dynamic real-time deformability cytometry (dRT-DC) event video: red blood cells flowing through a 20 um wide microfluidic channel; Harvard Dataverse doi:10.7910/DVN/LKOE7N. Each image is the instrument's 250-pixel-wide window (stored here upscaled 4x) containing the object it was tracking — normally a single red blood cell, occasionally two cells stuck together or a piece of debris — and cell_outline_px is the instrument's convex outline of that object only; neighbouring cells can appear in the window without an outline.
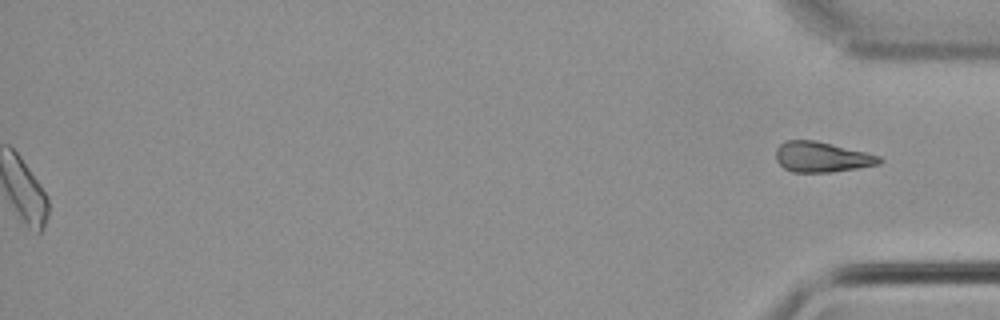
{"species": "common noctule bat (a hibernating species)", "species_latin": "Nyctalus noctula", "temperature_condition": "cold", "stored_images_in_passage": 55, "segment_of_instrument_passage": [2, 2], "camera_frame_rate_fps": 3000, "um_per_image_px": 0.085, "animal": {"sex": "male", "body_mass_g": 21.5, "forearm_length_mm": 52.0}, "frame": {"image": 1, "passage_image": 55, "time_ms": 18.0, "image_size_px": [1000, 320], "cell_outline_px": [[884, 160], [880, 164], [832, 172], [792, 172], [784, 168], [776, 160], [776, 148], [784, 140], [816, 140], [880, 156]], "centroid_in_image_um": [69.83, 13.34], "position_along_channel_um": 365.4, "area_um2": 18.26}}